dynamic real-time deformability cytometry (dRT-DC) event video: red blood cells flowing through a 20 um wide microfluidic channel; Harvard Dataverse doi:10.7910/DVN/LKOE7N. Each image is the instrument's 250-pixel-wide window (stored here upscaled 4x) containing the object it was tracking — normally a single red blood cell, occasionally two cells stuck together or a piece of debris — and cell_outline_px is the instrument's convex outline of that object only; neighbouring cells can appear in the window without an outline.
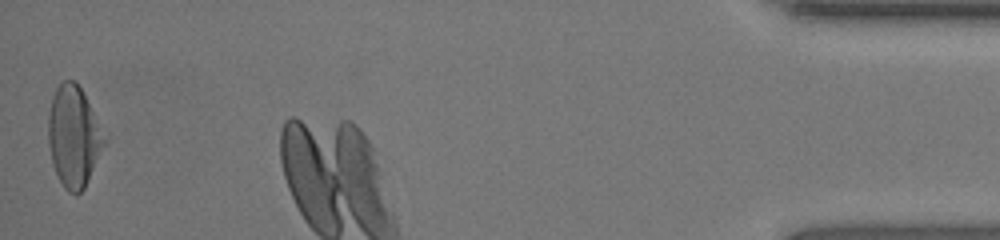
{"species": "human", "species_latin": "Homo sapiens", "temperature_condition": "room temperature", "stored_images_in_passage": 31, "camera_frame_rate_fps": 3000, "um_per_image_px": 0.085, "donor": {"sex": "female"}, "frame": {"image": 1, "passage_image": 31, "time_ms": 10.0, "image_size_px": [1000, 240], "cell_outline_px": [[108, 136], [84, 188], [76, 196], [68, 192], [64, 188], [52, 164], [48, 144], [48, 112], [52, 96], [56, 88], [64, 80], [76, 80]], "centroid_in_image_um": [6.26, 11.58], "position_along_channel_um": 428.9, "area_um2": 33.18}}